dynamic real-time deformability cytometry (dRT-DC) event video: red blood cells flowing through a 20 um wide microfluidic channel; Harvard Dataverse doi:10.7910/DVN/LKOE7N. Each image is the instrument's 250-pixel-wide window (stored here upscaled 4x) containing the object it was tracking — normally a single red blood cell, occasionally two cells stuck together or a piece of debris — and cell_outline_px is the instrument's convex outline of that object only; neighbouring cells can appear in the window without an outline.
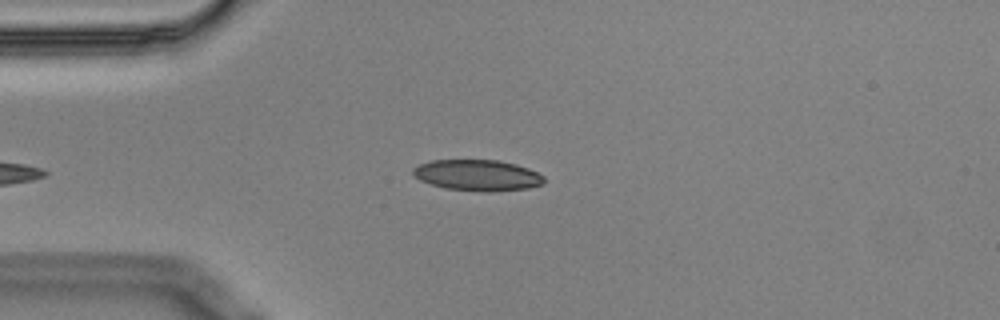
{"species": "Egyptian fruit bat (a non-hibernating species)", "species_latin": "Rousettus aegyptiacus", "temperature_condition": "cold", "stored_images_in_passage": 40, "camera_frame_rate_fps": 3000, "um_per_image_px": 0.085, "animal": {"sex": "male"}, "frame": {"image": 1, "passage_image": 2, "time_ms": 0.333, "image_size_px": [1000, 320], "cell_outline_px": [[544, 184], [528, 188], [492, 192], [484, 192], [444, 188], [420, 180], [412, 172], [412, 168], [420, 164], [432, 160], [500, 160], [516, 164], [528, 168], [544, 176]], "centroid_in_image_um": [40.61, 14.9], "position_along_channel_um": 44.4, "area_um2": 23.76}}
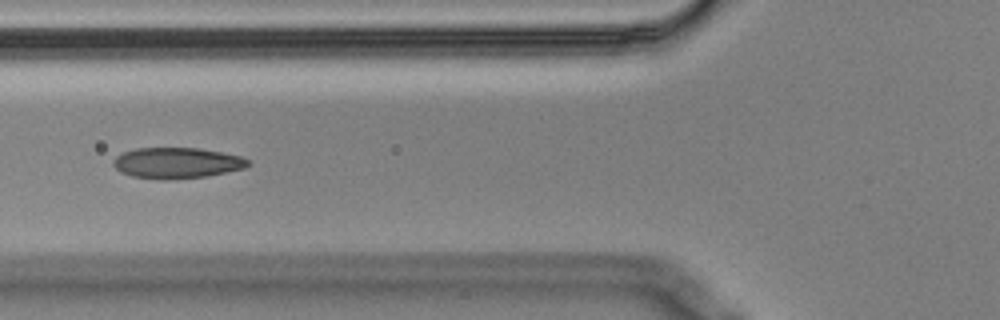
{"frame": {"image": 2, "passage_image": 9, "time_ms": 2.667, "image_size_px": [1000, 320], "cell_outline_px": [[248, 164], [244, 168], [208, 176], [172, 180], [160, 180], [132, 176], [120, 172], [112, 164], [112, 160], [116, 156], [124, 152], [136, 148], [196, 148], [220, 152], [240, 156], [248, 160]], "centroid_in_image_um": [14.98, 13.86], "position_along_channel_um": 110.8, "area_um2": 24.22}}
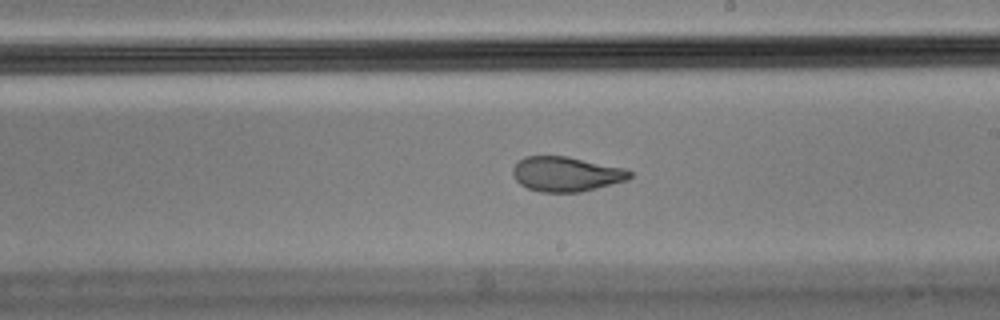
{"frame": {"image": 3, "passage_image": 20, "time_ms": 6.333, "image_size_px": [1000, 320], "cell_outline_px": [[632, 176], [628, 180], [580, 192], [540, 192], [528, 188], [520, 184], [516, 180], [512, 172], [512, 168], [524, 156], [568, 156], [628, 168], [632, 172]], "centroid_in_image_um": [48.16, 14.78], "position_along_channel_um": 240.8, "area_um2": 23.93}, "authors_computed_cell_mechanics": {"area_um2": 24.5072, "velocity_mm_per_s": 3.5462, "shape_relaxation_time_tau1_ms": 5.7359, "shape_relaxation_time_tau2_ms": 1.4527, "deformation_change_tau1": 0.1903, "deformation_change_tau2": 0.0793}}